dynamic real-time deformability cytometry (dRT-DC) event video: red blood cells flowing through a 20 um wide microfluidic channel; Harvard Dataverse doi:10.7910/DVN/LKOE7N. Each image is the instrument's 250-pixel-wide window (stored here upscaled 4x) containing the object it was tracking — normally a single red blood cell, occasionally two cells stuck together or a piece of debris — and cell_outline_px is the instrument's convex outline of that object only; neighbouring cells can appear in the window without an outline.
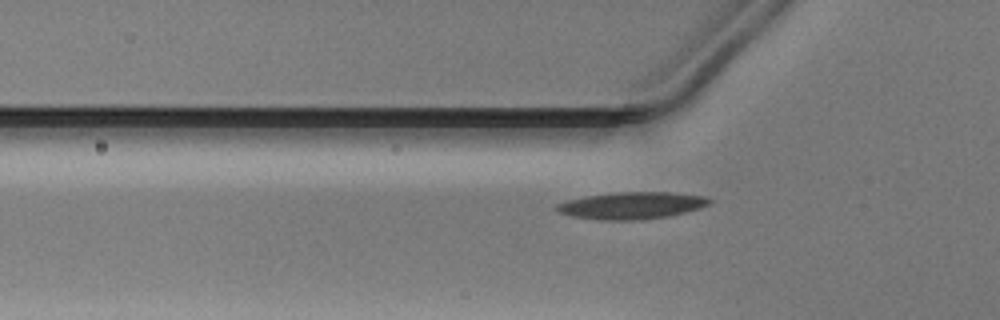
{"species": "Egyptian fruit bat (a non-hibernating species)", "species_latin": "Rousettus aegyptiacus", "temperature_condition": "warm", "stored_images_in_passage": 39, "camera_frame_rate_fps": 3000, "um_per_image_px": 0.085, "animal": {"sex": "male"}, "frame": {"image": 1, "passage_image": 10, "time_ms": 3.0, "image_size_px": [1000, 320], "cell_outline_px": [[712, 200], [708, 204], [700, 208], [668, 216], [640, 220], [600, 220], [568, 216], [556, 212], [556, 204], [568, 200], [584, 196], [616, 192], [672, 192], [704, 196]], "centroid_in_image_um": [53.64, 17.47], "position_along_channel_um": 72.2, "area_um2": 24.16}}
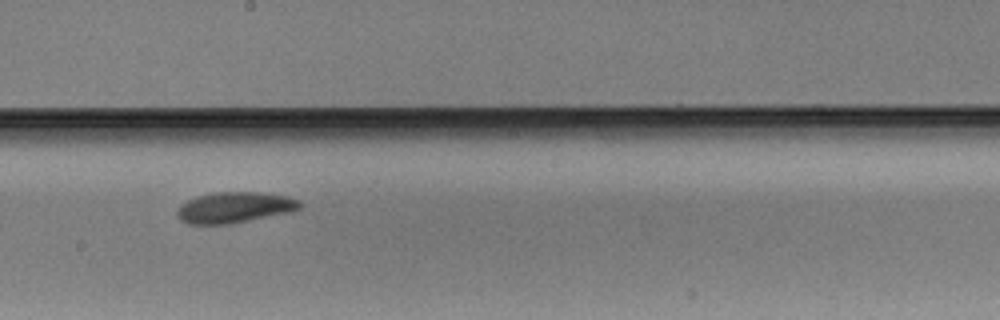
{"frame": {"image": 2, "passage_image": 22, "time_ms": 7.0, "image_size_px": [1000, 320], "cell_outline_px": [[304, 204], [300, 208], [292, 212], [232, 224], [188, 224], [180, 220], [176, 216], [176, 212], [180, 204], [196, 196], [216, 192], [260, 192], [288, 196], [300, 200]], "centroid_in_image_um": [19.96, 17.64], "position_along_channel_um": 228.2, "area_um2": 22.48}}
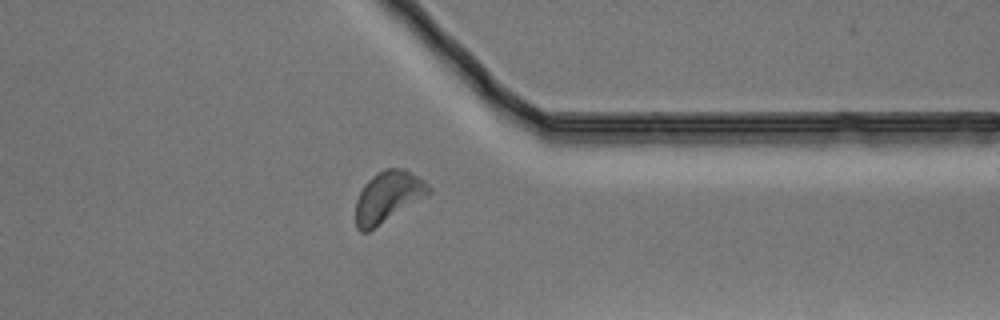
{"frame": {"image": 3, "passage_image": 34, "time_ms": 11.0, "image_size_px": [1000, 320], "cell_outline_px": [[432, 192], [428, 196], [368, 232], [360, 232], [356, 228], [356, 200], [364, 184], [372, 176], [388, 168], [404, 168], [424, 180], [432, 188]], "centroid_in_image_um": [33.0, 16.74], "position_along_channel_um": 378.4, "area_um2": 21.85}}